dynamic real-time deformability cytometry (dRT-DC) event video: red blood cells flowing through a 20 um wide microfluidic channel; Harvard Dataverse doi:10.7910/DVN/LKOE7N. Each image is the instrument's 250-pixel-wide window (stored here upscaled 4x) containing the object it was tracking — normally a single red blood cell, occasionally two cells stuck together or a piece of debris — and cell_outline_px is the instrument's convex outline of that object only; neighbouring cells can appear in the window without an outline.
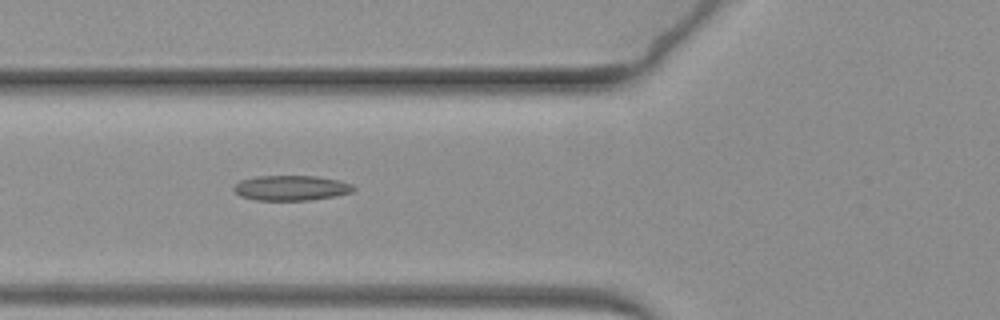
{"species": "common noctule bat (a hibernating species)", "species_latin": "Nyctalus noctula", "temperature_condition": "warm", "stored_images_in_passage": 47, "camera_frame_rate_fps": 3000, "um_per_image_px": 0.085, "animal": {"sex": "female", "body_mass_g": 19.3, "forearm_length_mm": 54.1}, "frame": {"image": 1, "passage_image": 7, "time_ms": 2.0, "image_size_px": [1000, 320], "cell_outline_px": [[356, 188], [352, 192], [336, 196], [308, 200], [256, 200], [240, 196], [232, 188], [240, 180], [256, 176], [316, 176], [340, 180], [352, 184]], "centroid_in_image_um": [24.76, 15.97], "position_along_channel_um": 101.0, "area_um2": 17.57}}
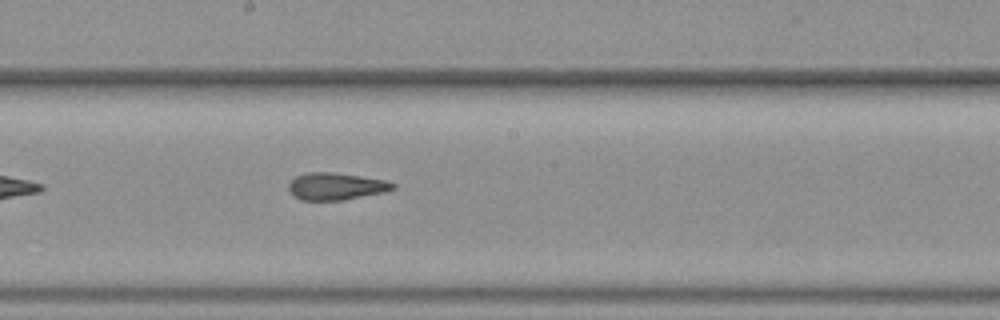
{"frame": {"image": 2, "passage_image": 18, "time_ms": 5.667, "image_size_px": [1000, 320], "cell_outline_px": [[396, 188], [384, 192], [340, 200], [300, 200], [292, 196], [288, 188], [288, 184], [296, 176], [308, 172], [336, 172], [388, 180], [396, 184]], "centroid_in_image_um": [28.56, 15.83], "position_along_channel_um": 219.6, "area_um2": 16.65}}
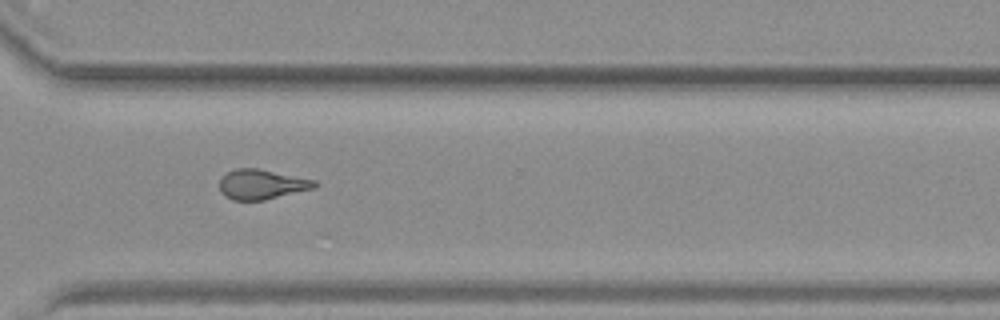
{"frame": {"image": 3, "passage_image": 30, "time_ms": 9.667, "image_size_px": [1000, 320], "cell_outline_px": [[320, 184], [316, 188], [264, 200], [232, 200], [224, 196], [220, 192], [220, 180], [228, 172], [236, 168], [260, 168], [316, 180]], "centroid_in_image_um": [22.29, 15.67], "position_along_channel_um": 348.3, "area_um2": 16.76}}